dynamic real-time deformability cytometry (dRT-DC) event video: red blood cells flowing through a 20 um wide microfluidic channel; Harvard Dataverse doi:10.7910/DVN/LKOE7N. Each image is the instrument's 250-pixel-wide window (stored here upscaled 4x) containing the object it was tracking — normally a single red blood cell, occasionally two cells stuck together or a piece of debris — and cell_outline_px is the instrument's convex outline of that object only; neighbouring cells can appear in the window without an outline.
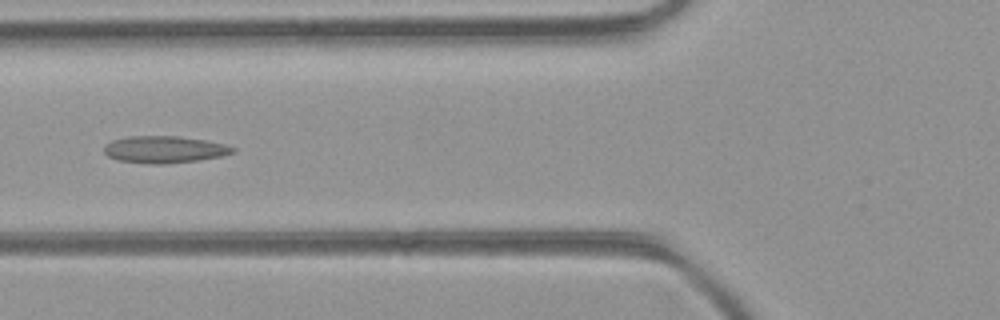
{"species": "common noctule bat (a hibernating species)", "species_latin": "Nyctalus noctula", "temperature_condition": "room temperature", "stored_images_in_passage": 2, "camera_frame_rate_fps": 3000, "um_per_image_px": 0.085, "animal": {"sex": "female", "body_mass_g": 21.9}, "frame": {"image": 1, "passage_image": 2, "time_ms": 0.333, "image_size_px": [1000, 320], "cell_outline_px": [[236, 152], [220, 156], [196, 160], [164, 164], [148, 164], [116, 160], [108, 156], [104, 152], [104, 144], [112, 140], [128, 136], [176, 136], [204, 140], [224, 144], [236, 148]], "centroid_in_image_um": [13.93, 12.7], "position_along_channel_um": 111.9, "area_um2": 20.23}}